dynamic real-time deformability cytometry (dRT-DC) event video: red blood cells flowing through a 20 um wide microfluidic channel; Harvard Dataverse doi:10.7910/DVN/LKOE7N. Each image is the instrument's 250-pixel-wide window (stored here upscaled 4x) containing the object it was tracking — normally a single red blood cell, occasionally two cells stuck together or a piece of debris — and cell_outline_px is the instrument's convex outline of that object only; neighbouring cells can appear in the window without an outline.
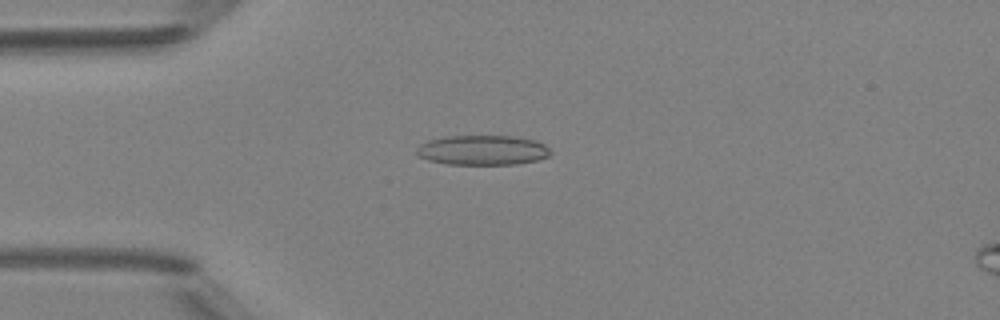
{"species": "Egyptian fruit bat (a non-hibernating species)", "species_latin": "Rousettus aegyptiacus", "temperature_condition": "room temperature", "stored_images_in_passage": 4, "camera_frame_rate_fps": 3000, "um_per_image_px": 0.085, "animal": {"sex": "female"}, "frame": {"image": 1, "passage_image": 3, "time_ms": 2.333, "image_size_px": [1000, 320], "cell_outline_px": [[552, 152], [548, 156], [536, 160], [516, 164], [448, 164], [428, 160], [420, 156], [416, 152], [416, 148], [420, 144], [428, 140], [444, 136], [512, 136], [536, 140], [544, 144]], "centroid_in_image_um": [41.01, 12.75], "position_along_channel_um": 44.0, "area_um2": 23.24}}